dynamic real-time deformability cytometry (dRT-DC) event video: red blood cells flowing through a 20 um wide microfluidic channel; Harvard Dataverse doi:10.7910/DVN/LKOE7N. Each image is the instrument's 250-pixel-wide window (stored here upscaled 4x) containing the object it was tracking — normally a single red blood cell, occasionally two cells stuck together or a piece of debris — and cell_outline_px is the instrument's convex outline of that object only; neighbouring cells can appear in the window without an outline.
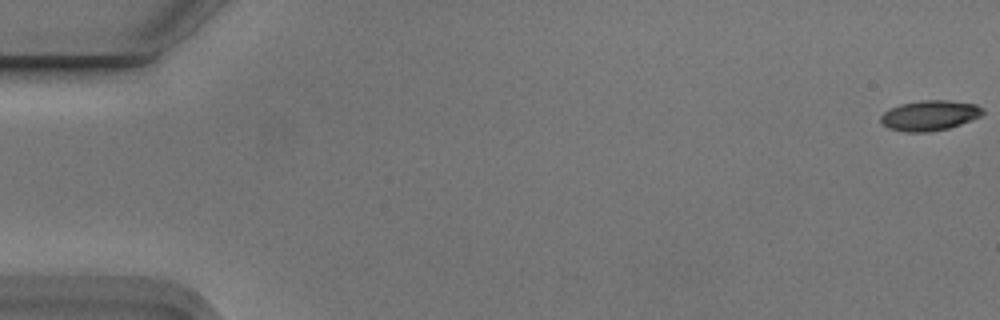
{"species": "Egyptian fruit bat (a non-hibernating species)", "species_latin": "Rousettus aegyptiacus", "temperature_condition": "cold", "stored_images_in_passage": 6, "camera_frame_rate_fps": 3000, "um_per_image_px": 0.085, "animal": {"sex": "male"}, "frame": {"image": 1, "passage_image": 1, "time_ms": 0.0, "image_size_px": [1000, 320], "cell_outline_px": [[984, 112], [980, 116], [960, 124], [948, 128], [928, 132], [904, 132], [888, 128], [880, 120], [880, 116], [888, 108], [900, 104], [920, 100], [948, 100], [976, 104], [984, 108]], "centroid_in_image_um": [79.0, 9.8], "position_along_channel_um": 6.0, "area_um2": 18.03}}
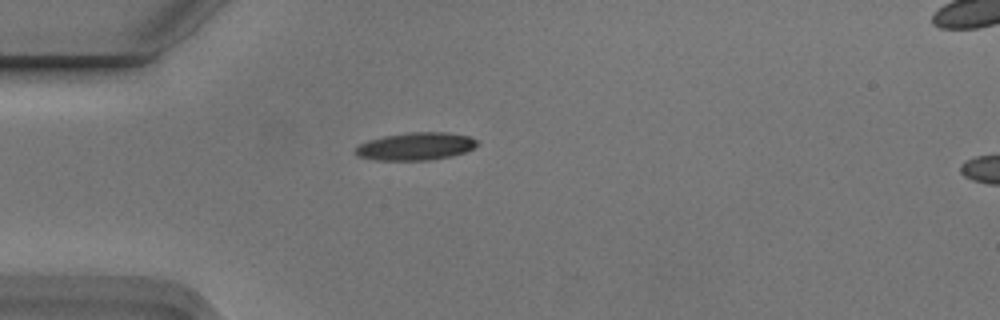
{"frame": {"image": 2, "passage_image": 5, "time_ms": 1.333, "image_size_px": [1000, 320], "cell_outline_px": [[476, 144], [472, 148], [464, 152], [452, 156], [432, 160], [372, 160], [356, 156], [352, 152], [360, 144], [368, 140], [384, 136], [408, 132], [448, 132], [468, 136], [476, 140]], "centroid_in_image_um": [35.27, 12.44], "position_along_channel_um": 49.7, "area_um2": 19.71}}